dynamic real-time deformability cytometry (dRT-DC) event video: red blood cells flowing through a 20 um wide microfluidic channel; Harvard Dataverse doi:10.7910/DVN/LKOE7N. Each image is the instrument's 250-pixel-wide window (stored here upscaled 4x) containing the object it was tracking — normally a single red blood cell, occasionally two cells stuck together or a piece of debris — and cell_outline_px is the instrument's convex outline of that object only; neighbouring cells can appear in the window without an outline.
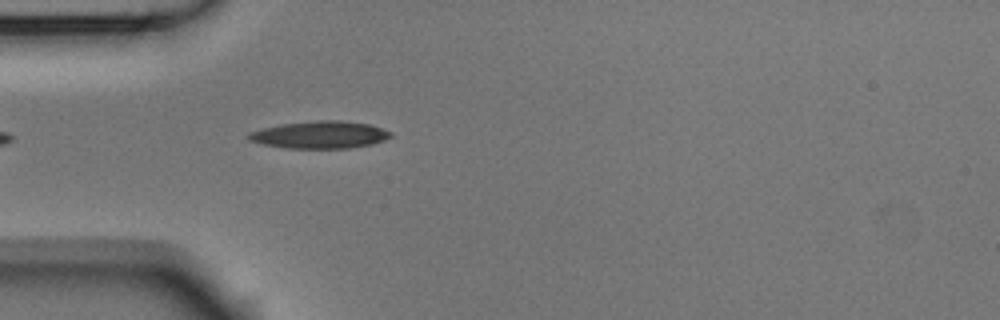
{"species": "Egyptian fruit bat (a non-hibernating species)", "species_latin": "Rousettus aegyptiacus", "temperature_condition": "room temperature", "stored_images_in_passage": 8, "camera_frame_rate_fps": 3000, "um_per_image_px": 0.085, "animal": {"sex": "male"}, "frame": {"image": 1, "passage_image": 1, "time_ms": 0.0, "image_size_px": [1000, 320], "cell_outline_px": [[392, 136], [384, 140], [372, 144], [348, 148], [284, 148], [264, 144], [248, 140], [248, 132], [280, 124], [320, 120], [340, 120], [368, 124], [392, 132]], "centroid_in_image_um": [27.19, 11.46], "position_along_channel_um": 57.8, "area_um2": 22.48}}
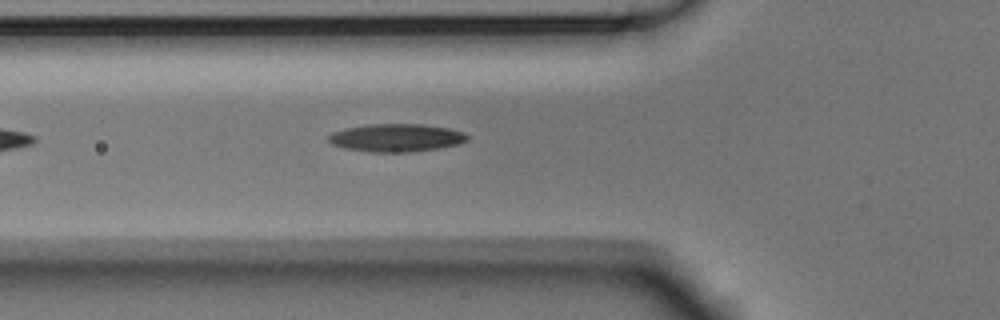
{"frame": {"image": 2, "passage_image": 4, "time_ms": 1.0, "image_size_px": [1000, 320], "cell_outline_px": [[468, 140], [460, 144], [436, 148], [408, 152], [372, 152], [344, 148], [332, 144], [328, 140], [328, 136], [332, 132], [348, 128], [372, 124], [420, 124], [448, 128], [464, 132], [468, 136]], "centroid_in_image_um": [33.69, 11.71], "position_along_channel_um": 92.1, "area_um2": 22.37}}